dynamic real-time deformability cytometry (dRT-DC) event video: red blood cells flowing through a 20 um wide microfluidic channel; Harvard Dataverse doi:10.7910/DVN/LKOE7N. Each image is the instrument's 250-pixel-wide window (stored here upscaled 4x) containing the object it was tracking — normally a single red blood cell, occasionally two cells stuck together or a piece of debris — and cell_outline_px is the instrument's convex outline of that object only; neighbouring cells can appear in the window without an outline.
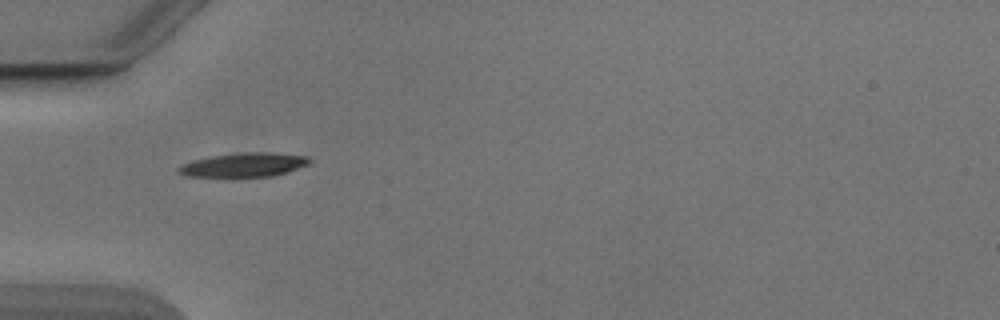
{"species": "Egyptian fruit bat (a non-hibernating species)", "species_latin": "Rousettus aegyptiacus", "temperature_condition": "cold", "stored_images_in_passage": 37, "camera_frame_rate_fps": 3000, "um_per_image_px": 0.085, "animal": {"sex": "male"}, "frame": {"image": 1, "passage_image": 1, "time_ms": 0.0, "image_size_px": [1000, 320], "cell_outline_px": [[312, 160], [308, 164], [288, 172], [272, 176], [188, 176], [180, 172], [176, 168], [184, 164], [196, 160], [212, 156], [236, 152], [264, 152], [308, 156]], "centroid_in_image_um": [20.79, 14.0], "position_along_channel_um": 64.2, "area_um2": 17.98}}
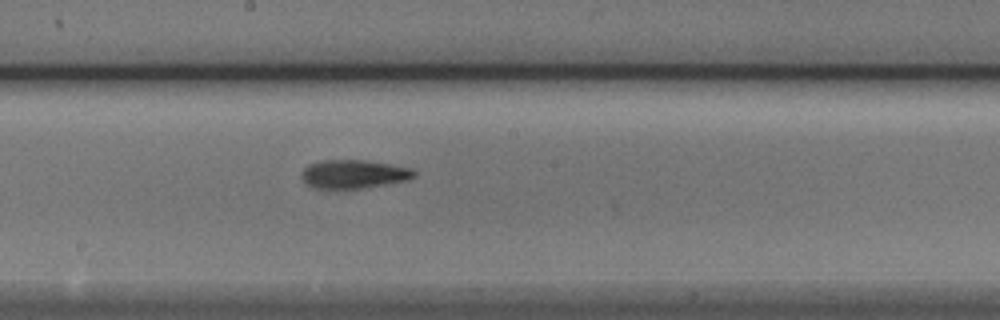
{"frame": {"image": 2, "passage_image": 13, "time_ms": 4.0, "image_size_px": [1000, 320], "cell_outline_px": [[416, 176], [408, 180], [360, 188], [312, 188], [300, 176], [304, 168], [308, 164], [324, 160], [364, 160], [412, 168], [416, 172]], "centroid_in_image_um": [30.06, 14.79], "position_along_channel_um": 218.1, "area_um2": 18.55}}
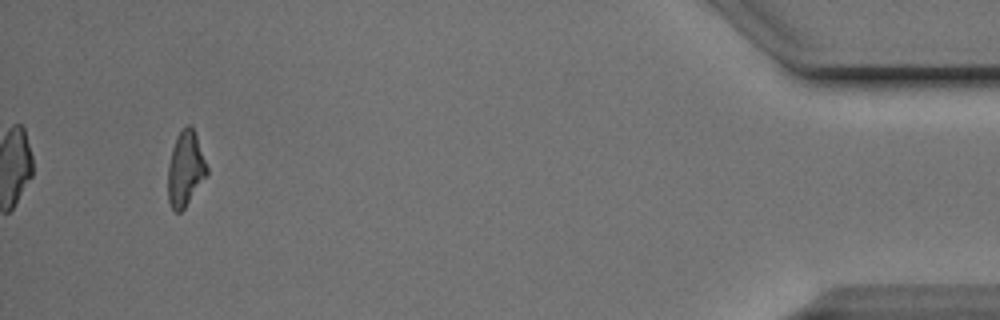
{"frame": {"image": 3, "passage_image": 34, "time_ms": 11.0, "image_size_px": [1000, 320], "cell_outline_px": [[208, 176], [184, 208], [180, 212], [176, 212], [172, 208], [168, 200], [168, 164], [172, 148], [176, 136], [188, 124], [192, 124], [208, 168]], "centroid_in_image_um": [15.77, 14.35], "position_along_channel_um": 419.4, "area_um2": 17.11}, "authors_computed_cell_mechanics": {"area_um2": 18.0336, "velocity_mm_per_s": 3.9015, "shape_relaxation_time_tau1_ms": 3.5703, "shape_relaxation_time_tau2_ms": 3.9314, "deformation_change_tau1": 0.1376, "deformation_change_tau2": 0.1353}}